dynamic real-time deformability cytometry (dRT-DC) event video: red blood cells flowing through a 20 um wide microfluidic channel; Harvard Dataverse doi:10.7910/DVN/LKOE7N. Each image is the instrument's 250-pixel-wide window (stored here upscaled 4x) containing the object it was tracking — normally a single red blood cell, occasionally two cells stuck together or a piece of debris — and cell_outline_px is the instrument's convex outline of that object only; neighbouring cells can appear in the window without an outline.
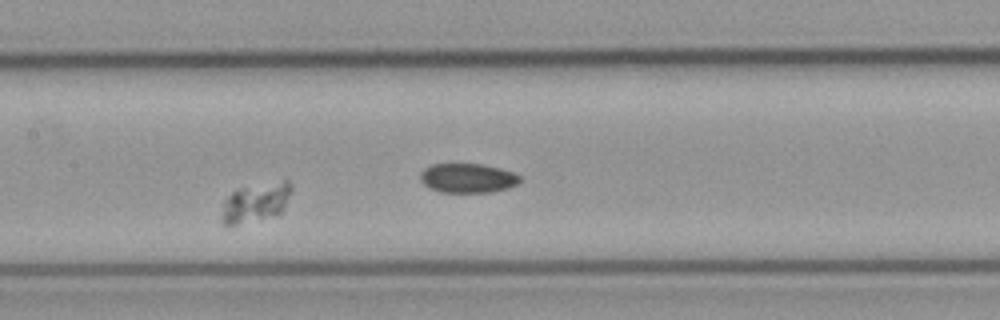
{"species": "common noctule bat (a hibernating species)", "species_latin": "Nyctalus noctula", "temperature_condition": "cold", "stored_images_in_passage": 27, "camera_frame_rate_fps": 3000, "um_per_image_px": 0.085, "animal": {"sex": "male", "body_mass_g": 23.1, "forearm_length_mm": 52.7}, "frame": {"image": 1, "passage_image": 20, "time_ms": 6.333, "image_size_px": [1000, 320], "cell_outline_px": [[292, 192], [284, 208], [280, 212], [236, 224], [220, 224], [220, 216], [224, 200], [232, 192], [244, 188], [284, 176], [292, 184]], "centroid_in_image_um": [21.78, 17.12], "position_along_channel_um": 185.6, "area_um2": 16.01}}